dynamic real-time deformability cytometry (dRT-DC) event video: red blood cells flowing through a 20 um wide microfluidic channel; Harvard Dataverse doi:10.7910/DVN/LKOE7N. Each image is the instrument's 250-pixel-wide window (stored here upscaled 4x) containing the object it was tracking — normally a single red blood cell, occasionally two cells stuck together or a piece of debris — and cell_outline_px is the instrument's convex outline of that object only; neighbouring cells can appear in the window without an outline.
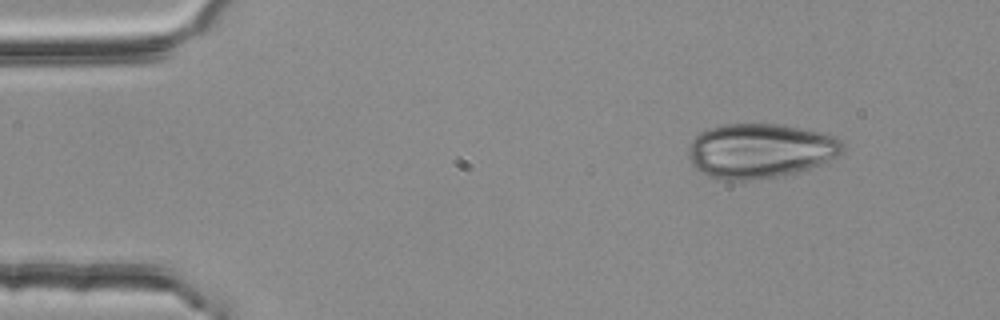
{"species": "common noctule bat (a hibernating species)", "species_latin": "Nyctalus noctula", "temperature_condition": "room temperature", "stored_images_in_passage": 48, "camera_frame_rate_fps": 3000, "um_per_image_px": 0.085, "animal": {"sex": "female", "body_mass_g": 25.1}, "frame": {"image": 1, "passage_image": 1, "time_ms": 0.0, "image_size_px": [1000, 320], "cell_outline_px": [[844, 152], [820, 164], [808, 168], [776, 176], [752, 180], [728, 180], [708, 176], [700, 172], [692, 164], [688, 156], [688, 144], [700, 132], [724, 124], [780, 124], [820, 132], [836, 136], [844, 144]], "centroid_in_image_um": [64.59, 12.8], "position_along_channel_um": 20.4, "area_um2": 48.84}}
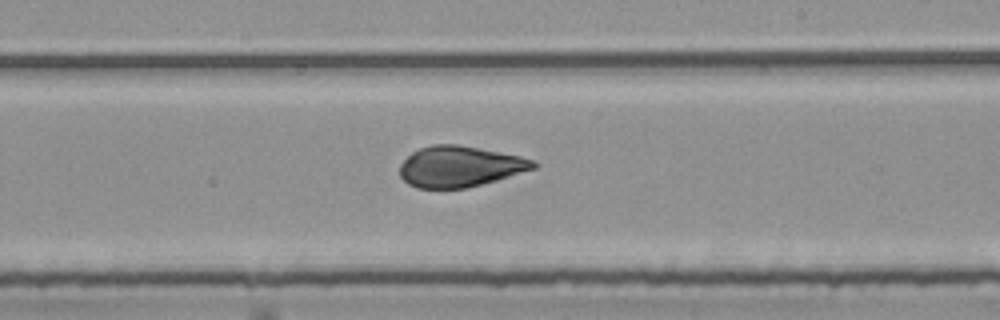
{"frame": {"image": 2, "passage_image": 26, "time_ms": 8.333, "image_size_px": [1000, 320], "cell_outline_px": [[540, 164], [536, 168], [496, 180], [464, 188], [416, 188], [408, 184], [400, 176], [400, 164], [412, 152], [420, 148], [432, 144], [456, 144], [500, 152], [520, 156], [532, 160]], "centroid_in_image_um": [39.07, 14.15], "position_along_channel_um": 249.9, "area_um2": 31.62}}
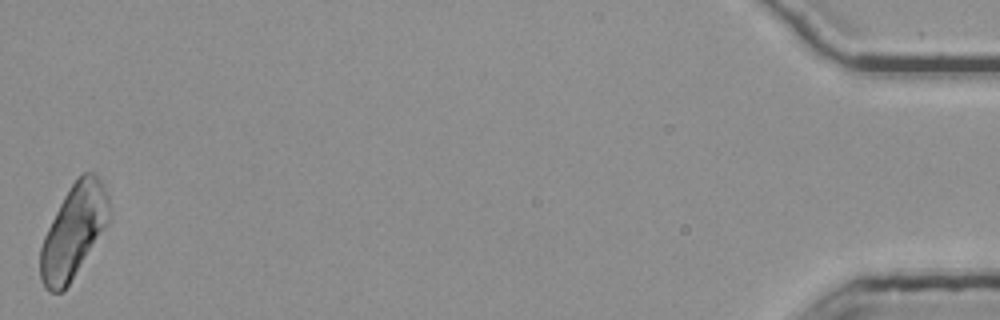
{"frame": {"image": 3, "passage_image": 48, "time_ms": 15.667, "image_size_px": [1000, 320], "cell_outline_px": [[112, 216], [108, 224], [64, 292], [48, 292], [44, 288], [40, 280], [40, 248], [44, 236], [64, 196], [72, 184], [84, 172], [96, 172], [100, 176], [104, 184], [108, 196]], "centroid_in_image_um": [6.28, 19.67], "position_along_channel_um": 428.9, "area_um2": 37.51}}